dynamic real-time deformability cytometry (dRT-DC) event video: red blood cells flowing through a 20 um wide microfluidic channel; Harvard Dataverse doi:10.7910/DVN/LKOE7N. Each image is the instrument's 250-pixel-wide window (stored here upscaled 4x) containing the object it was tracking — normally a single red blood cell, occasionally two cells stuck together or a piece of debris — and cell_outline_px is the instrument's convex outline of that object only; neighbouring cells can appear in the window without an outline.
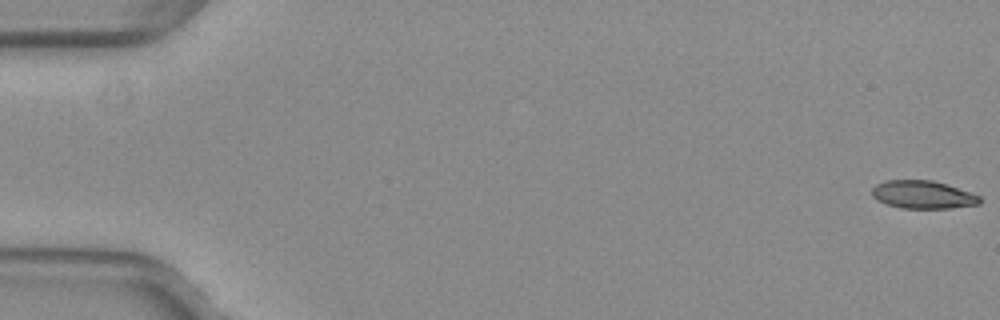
{"species": "common noctule bat (a hibernating species)", "species_latin": "Nyctalus noctula", "temperature_condition": "warm", "stored_images_in_passage": 8, "camera_frame_rate_fps": 3000, "um_per_image_px": 0.085, "animal": {"sex": "female", "body_mass_g": 29.2, "forearm_length_mm": 56.3}, "frame": {"image": 1, "passage_image": 1, "time_ms": 0.0, "image_size_px": [1000, 320], "cell_outline_px": [[980, 204], [948, 208], [900, 208], [876, 200], [872, 196], [872, 188], [876, 184], [884, 180], [932, 180], [980, 196]], "centroid_in_image_um": [78.38, 16.54], "position_along_channel_um": 6.6, "area_um2": 17.34}}